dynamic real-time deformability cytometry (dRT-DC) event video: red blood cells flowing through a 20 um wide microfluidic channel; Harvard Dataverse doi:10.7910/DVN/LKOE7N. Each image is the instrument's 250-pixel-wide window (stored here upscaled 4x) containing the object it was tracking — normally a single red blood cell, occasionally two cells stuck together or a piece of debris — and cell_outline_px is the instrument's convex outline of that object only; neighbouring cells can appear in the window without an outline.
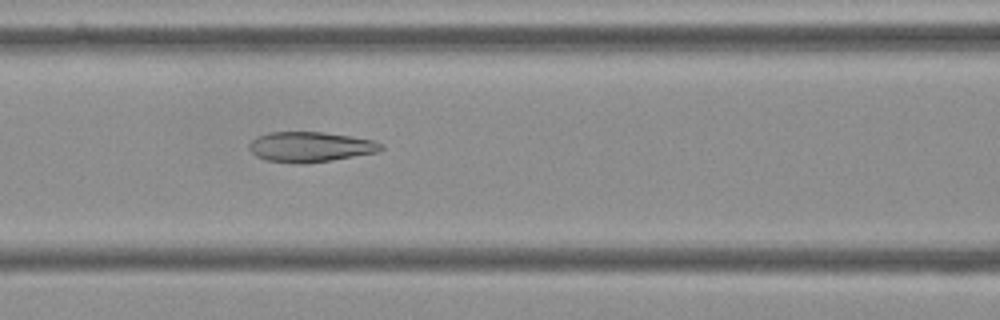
{"species": "Egyptian fruit bat (a non-hibernating species)", "species_latin": "Rousettus aegyptiacus", "temperature_condition": "cold", "stored_images_in_passage": 53, "camera_frame_rate_fps": 3000, "um_per_image_px": 0.085, "frame": {"image": 1, "passage_image": 21, "time_ms": 6.667, "image_size_px": [1000, 320], "cell_outline_px": [[384, 148], [376, 152], [332, 160], [304, 164], [292, 164], [268, 160], [256, 156], [248, 148], [248, 144], [256, 136], [268, 132], [320, 132], [352, 136], [376, 140], [384, 144]], "centroid_in_image_um": [26.37, 12.48], "position_along_channel_um": 140.2, "area_um2": 23.41}}
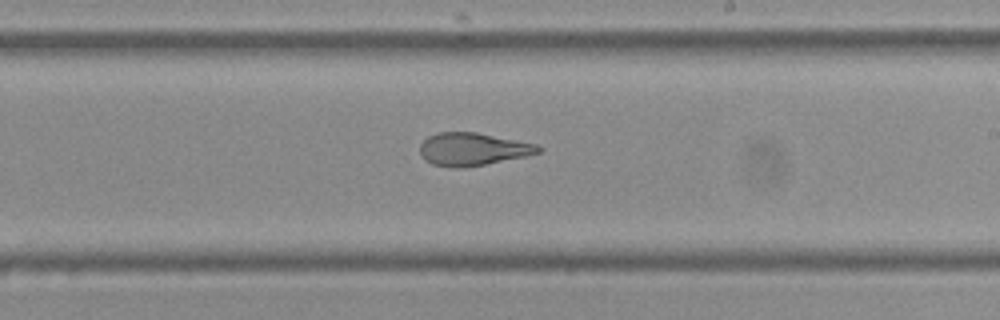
{"frame": {"image": 2, "passage_image": 30, "time_ms": 9.667, "image_size_px": [1000, 320], "cell_outline_px": [[544, 148], [540, 152], [524, 156], [484, 164], [460, 168], [456, 168], [432, 164], [424, 160], [420, 156], [420, 144], [428, 136], [436, 132], [476, 132], [536, 144]], "centroid_in_image_um": [40.13, 12.67], "position_along_channel_um": 248.9, "area_um2": 22.48}}
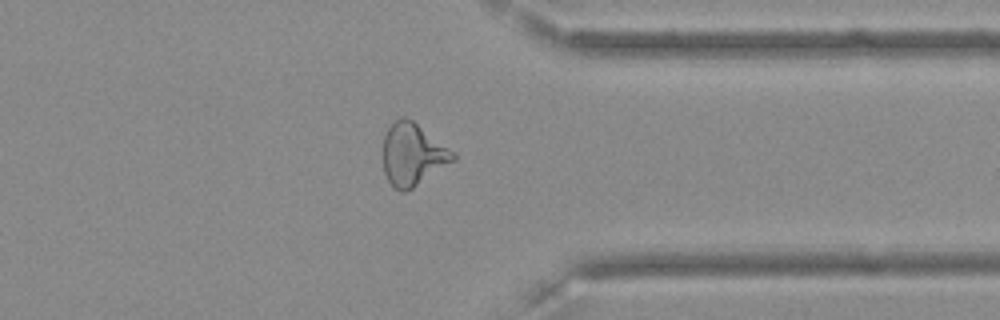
{"frame": {"image": 3, "passage_image": 41, "time_ms": 13.333, "image_size_px": [1000, 320], "cell_outline_px": [[456, 160], [412, 188], [404, 192], [400, 192], [392, 188], [384, 172], [384, 136], [388, 128], [400, 116], [404, 116], [412, 120], [456, 152]], "centroid_in_image_um": [35.1, 13.14], "position_along_channel_um": 376.3, "area_um2": 25.43}, "authors_computed_cell_mechanics": {"area_um2": 25.3742, "velocity_mm_per_s": 3.6231, "shape_relaxation_time_tau1_ms": 7.9852, "shape_relaxation_time_tau2_ms": 1.9095, "deformation_change_tau1": 0.2049, "deformation_change_tau2": 0.0765}}